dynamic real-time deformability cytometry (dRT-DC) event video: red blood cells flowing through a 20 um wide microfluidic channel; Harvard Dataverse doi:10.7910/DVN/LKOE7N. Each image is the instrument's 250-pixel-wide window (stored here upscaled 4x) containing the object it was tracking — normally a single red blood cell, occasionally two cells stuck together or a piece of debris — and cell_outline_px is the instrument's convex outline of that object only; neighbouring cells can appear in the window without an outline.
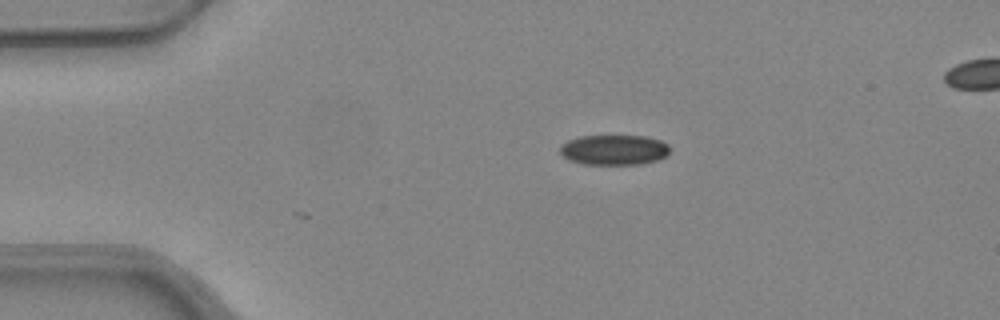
{"species": "common noctule bat (a hibernating species)", "species_latin": "Nyctalus noctula", "temperature_condition": "warm", "stored_images_in_passage": 3, "camera_frame_rate_fps": 3000, "um_per_image_px": 0.085, "animal": {"sex": "female", "body_mass_g": 24.6, "forearm_length_mm": 56.2}, "frame": {"image": 1, "passage_image": 3, "time_ms": 0.667, "image_size_px": [1000, 320], "cell_outline_px": [[668, 152], [664, 156], [656, 160], [640, 164], [584, 164], [568, 160], [560, 152], [560, 148], [568, 140], [580, 136], [644, 136], [660, 140], [668, 144]], "centroid_in_image_um": [52.18, 12.74], "position_along_channel_um": 32.8, "area_um2": 19.07}}